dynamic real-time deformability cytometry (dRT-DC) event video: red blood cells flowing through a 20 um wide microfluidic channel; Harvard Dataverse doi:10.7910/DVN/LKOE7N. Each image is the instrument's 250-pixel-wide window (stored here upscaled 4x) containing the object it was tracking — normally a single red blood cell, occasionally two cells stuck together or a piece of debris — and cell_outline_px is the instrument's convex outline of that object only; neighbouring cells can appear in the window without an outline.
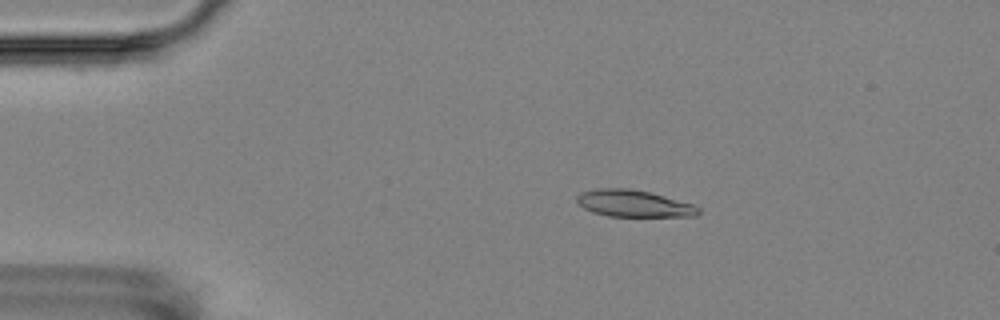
{"species": "Egyptian fruit bat (a non-hibernating species)", "species_latin": "Rousettus aegyptiacus", "temperature_condition": "room temperature", "stored_images_in_passage": 2, "camera_frame_rate_fps": 3000, "um_per_image_px": 0.085, "animal": {"sex": "female"}, "frame": {"image": 1, "passage_image": 1, "time_ms": 0.0, "image_size_px": [1000, 320], "cell_outline_px": [[700, 212], [696, 216], [608, 216], [592, 212], [584, 208], [576, 200], [576, 196], [580, 192], [596, 188], [632, 188], [648, 192], [692, 204], [700, 208]], "centroid_in_image_um": [53.82, 17.29], "position_along_channel_um": 31.2, "area_um2": 18.9}}